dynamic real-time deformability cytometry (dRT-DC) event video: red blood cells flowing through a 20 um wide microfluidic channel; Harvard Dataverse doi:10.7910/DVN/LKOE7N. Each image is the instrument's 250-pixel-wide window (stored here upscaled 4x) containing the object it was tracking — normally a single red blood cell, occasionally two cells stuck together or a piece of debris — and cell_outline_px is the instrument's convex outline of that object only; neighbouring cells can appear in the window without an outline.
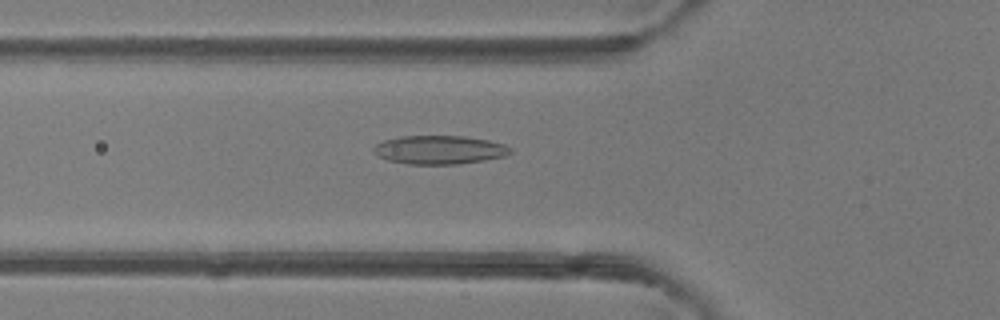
{"species": "common noctule bat (a hibernating species)", "species_latin": "Nyctalus noctula", "temperature_condition": "room temperature", "stored_images_in_passage": 50, "camera_frame_rate_fps": 3000, "um_per_image_px": 0.085, "animal": {"sex": "female"}, "frame": {"image": 1, "passage_image": 18, "time_ms": 5.667, "image_size_px": [1000, 320], "cell_outline_px": [[512, 152], [504, 156], [484, 160], [460, 164], [408, 164], [388, 160], [372, 152], [372, 148], [376, 144], [384, 140], [400, 136], [464, 136], [488, 140], [504, 144], [512, 148]], "centroid_in_image_um": [37.35, 12.73], "position_along_channel_um": 88.5, "area_um2": 22.83}}
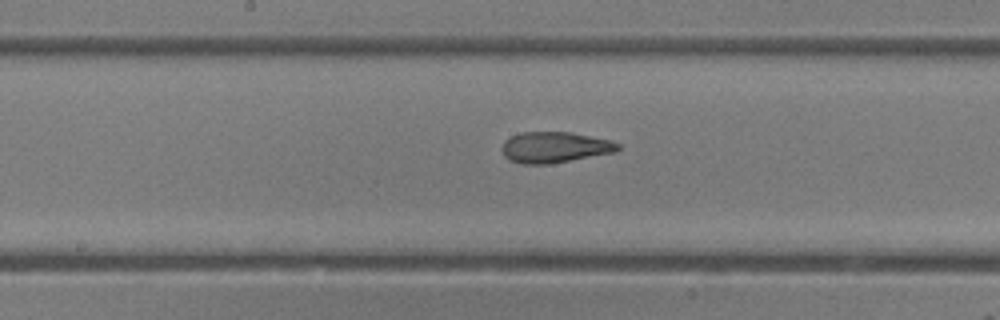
{"frame": {"image": 2, "passage_image": 26, "time_ms": 8.333, "image_size_px": [1000, 320], "cell_outline_px": [[620, 148], [616, 152], [548, 164], [524, 164], [508, 160], [504, 156], [500, 148], [504, 140], [520, 132], [572, 132], [612, 140], [620, 144]], "centroid_in_image_um": [47.14, 12.51], "position_along_channel_um": 201.1, "area_um2": 21.1}}
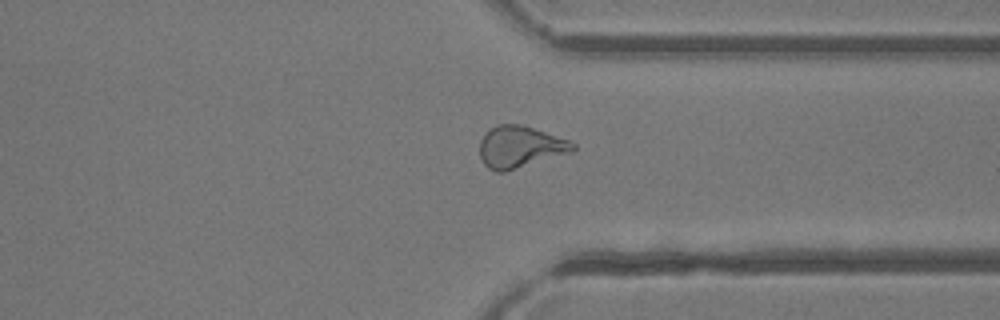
{"frame": {"image": 3, "passage_image": 38, "time_ms": 12.333, "image_size_px": [1000, 320], "cell_outline_px": [[576, 148], [572, 152], [504, 172], [496, 172], [488, 168], [484, 164], [480, 156], [480, 140], [492, 128], [500, 124], [520, 124], [568, 140], [576, 144]], "centroid_in_image_um": [44.2, 12.5], "position_along_channel_um": 367.2, "area_um2": 22.31}, "authors_computed_cell_mechanics": {"area_um2": 22.9177, "velocity_mm_per_s": 4.1831, "shape_relaxation_time_tau1_ms": null, "shape_relaxation_time_tau2_ms": 1.6006, "deformation_change_tau1": null, "deformation_change_tau2": 0.0878}}